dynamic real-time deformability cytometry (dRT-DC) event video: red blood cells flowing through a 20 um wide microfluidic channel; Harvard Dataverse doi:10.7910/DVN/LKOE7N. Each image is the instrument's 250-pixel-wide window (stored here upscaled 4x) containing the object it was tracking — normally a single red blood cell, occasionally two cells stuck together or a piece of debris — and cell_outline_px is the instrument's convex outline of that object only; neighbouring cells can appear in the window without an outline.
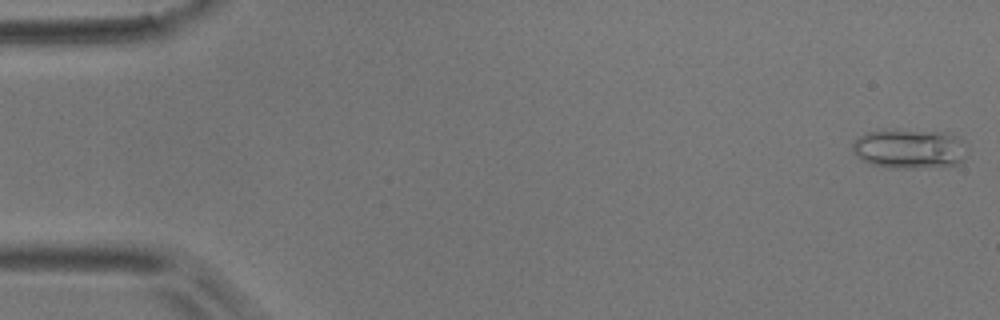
{"species": "common noctule bat (a hibernating species)", "species_latin": "Nyctalus noctula", "temperature_condition": "room temperature", "stored_images_in_passage": 6, "camera_frame_rate_fps": 3000, "um_per_image_px": 0.085, "animal": {"sex": "male", "body_mass_g": 17.9}, "frame": {"image": 1, "passage_image": 1, "time_ms": 0.0, "image_size_px": [1000, 320], "cell_outline_px": [[968, 152], [964, 160], [960, 164], [912, 168], [904, 168], [872, 164], [860, 160], [852, 152], [852, 144], [860, 136], [868, 132], [940, 132], [956, 136], [960, 140]], "centroid_in_image_um": [77.32, 12.69], "position_along_channel_um": 7.7, "area_um2": 25.49}}